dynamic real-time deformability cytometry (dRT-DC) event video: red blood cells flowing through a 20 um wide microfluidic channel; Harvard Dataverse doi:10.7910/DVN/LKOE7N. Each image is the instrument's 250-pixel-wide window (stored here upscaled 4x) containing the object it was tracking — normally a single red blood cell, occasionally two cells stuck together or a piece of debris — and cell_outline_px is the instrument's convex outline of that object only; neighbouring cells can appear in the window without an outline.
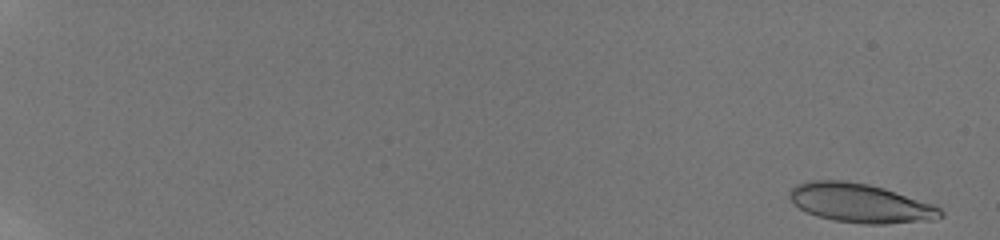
{"species": "human", "species_latin": "Homo sapiens", "temperature_condition": "room temperature", "stored_images_in_passage": 31, "camera_frame_rate_fps": 3000, "um_per_image_px": 0.085, "donor": {"sex": "male"}, "frame": {"image": 1, "passage_image": 1, "time_ms": 0.0, "image_size_px": [1000, 240], "cell_outline_px": [[944, 216], [936, 220], [884, 224], [864, 224], [836, 220], [816, 216], [800, 208], [788, 196], [788, 192], [796, 184], [808, 180], [844, 180], [868, 184], [884, 188], [932, 204], [940, 208], [944, 212]], "centroid_in_image_um": [73.15, 17.26], "position_along_channel_um": 11.9, "area_um2": 34.33}}
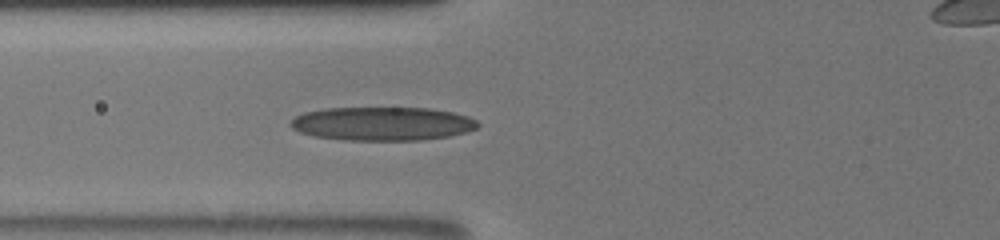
{"frame": {"image": 2, "passage_image": 21, "time_ms": 8.0, "image_size_px": [1000, 240], "cell_outline_px": [[480, 124], [476, 128], [468, 132], [448, 136], [420, 140], [344, 140], [312, 136], [300, 132], [292, 128], [288, 124], [296, 116], [304, 112], [328, 108], [428, 108], [452, 112], [468, 116], [476, 120]], "centroid_in_image_um": [32.49, 10.52], "position_along_channel_um": 93.3, "area_um2": 36.76}}
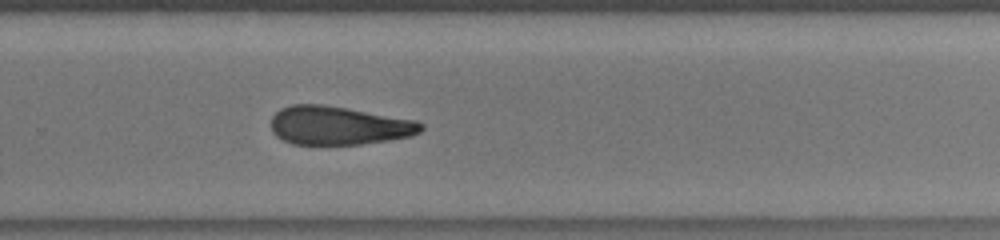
{"frame": {"image": 3, "passage_image": 31, "time_ms": 13.333, "image_size_px": [1000, 240], "cell_outline_px": [[424, 128], [420, 132], [412, 136], [388, 140], [360, 144], [292, 144], [276, 136], [272, 132], [272, 116], [280, 108], [292, 104], [320, 104], [348, 108], [416, 120], [424, 124]], "centroid_in_image_um": [28.79, 10.66], "position_along_channel_um": 301.0, "area_um2": 33.76}}